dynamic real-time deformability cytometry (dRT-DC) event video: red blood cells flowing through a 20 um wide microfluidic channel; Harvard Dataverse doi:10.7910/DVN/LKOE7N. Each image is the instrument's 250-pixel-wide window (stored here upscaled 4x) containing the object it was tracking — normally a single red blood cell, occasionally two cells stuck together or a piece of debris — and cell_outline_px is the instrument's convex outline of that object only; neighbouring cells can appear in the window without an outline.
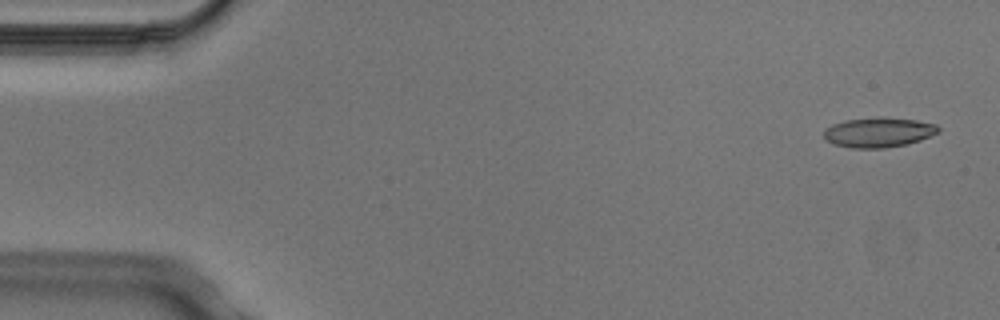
{"species": "Egyptian fruit bat (a non-hibernating species)", "species_latin": "Rousettus aegyptiacus", "temperature_condition": "cold", "stored_images_in_passage": 5, "segment_of_instrument_passage": [1, 2], "camera_frame_rate_fps": 3000, "um_per_image_px": 0.085, "animal": {"sex": "male"}, "frame": {"image": 1, "passage_image": 1, "time_ms": 0.0, "image_size_px": [1000, 320], "cell_outline_px": [[940, 132], [920, 140], [904, 144], [884, 148], [852, 148], [832, 144], [824, 140], [824, 128], [832, 124], [844, 120], [884, 116], [916, 120], [936, 124], [940, 128]], "centroid_in_image_um": [74.65, 11.24], "position_along_channel_um": 10.4, "area_um2": 20.17}}
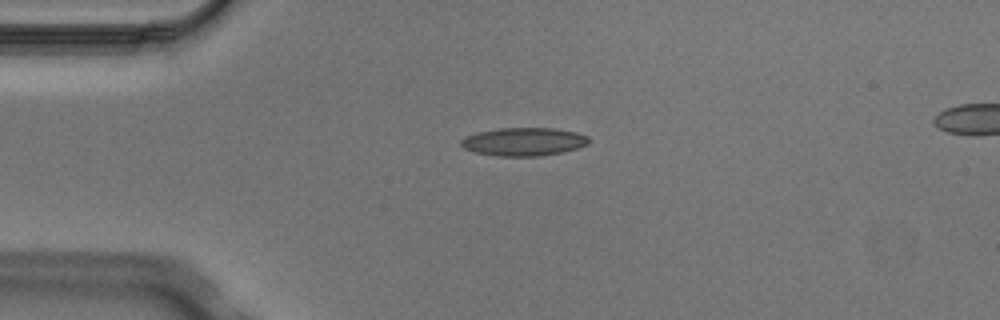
{"frame": {"image": 2, "passage_image": 3, "time_ms": 0.667, "image_size_px": [1000, 320], "cell_outline_px": [[592, 140], [588, 144], [576, 148], [560, 152], [536, 156], [496, 156], [476, 152], [464, 148], [460, 144], [460, 140], [464, 136], [480, 132], [500, 128], [556, 128], [576, 132], [588, 136]], "centroid_in_image_um": [44.52, 12.03], "position_along_channel_um": 40.5, "area_um2": 20.92}}